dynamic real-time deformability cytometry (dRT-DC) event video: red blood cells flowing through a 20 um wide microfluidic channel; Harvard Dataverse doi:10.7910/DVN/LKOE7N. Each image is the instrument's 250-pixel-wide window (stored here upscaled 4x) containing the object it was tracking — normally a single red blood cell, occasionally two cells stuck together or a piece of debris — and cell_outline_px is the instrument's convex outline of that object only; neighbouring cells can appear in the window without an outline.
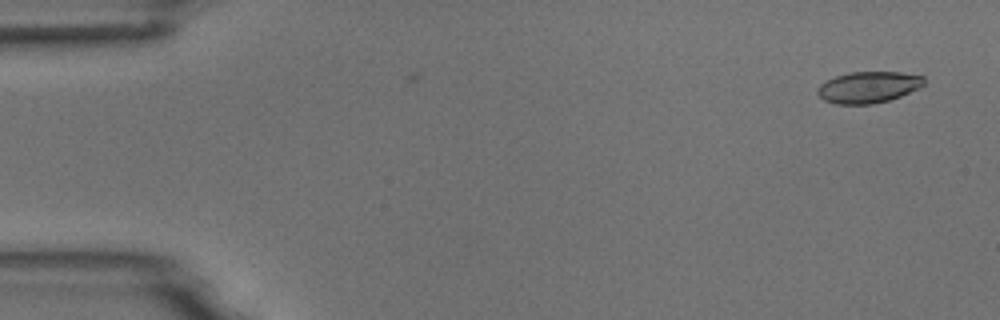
{"species": "common noctule bat (a hibernating species)", "species_latin": "Nyctalus noctula", "temperature_condition": "room temperature", "stored_images_in_passage": 5, "camera_frame_rate_fps": 3000, "um_per_image_px": 0.085, "animal": {"sex": "male", "body_mass_g": 18.8}, "frame": {"image": 1, "passage_image": 1, "time_ms": 0.0, "image_size_px": [1000, 320], "cell_outline_px": [[924, 84], [920, 88], [900, 96], [888, 100], [872, 104], [836, 104], [824, 100], [816, 92], [816, 88], [820, 84], [836, 76], [852, 72], [900, 72], [924, 76]], "centroid_in_image_um": [73.81, 7.41], "position_along_channel_um": 11.2, "area_um2": 19.42}}
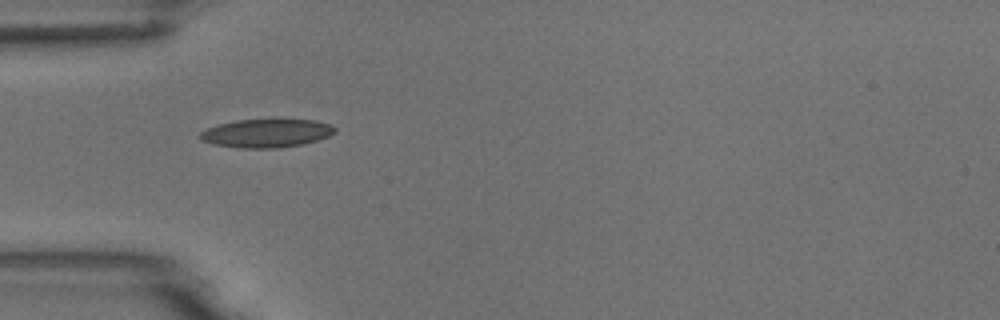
{"frame": {"image": 2, "passage_image": 5, "time_ms": 1.333, "image_size_px": [1000, 320], "cell_outline_px": [[336, 132], [328, 136], [316, 140], [300, 144], [276, 148], [236, 148], [212, 144], [200, 140], [200, 132], [216, 124], [236, 120], [276, 116], [280, 116], [316, 120], [332, 124], [336, 128]], "centroid_in_image_um": [22.67, 11.26], "position_along_channel_um": 62.3, "area_um2": 23.52}}